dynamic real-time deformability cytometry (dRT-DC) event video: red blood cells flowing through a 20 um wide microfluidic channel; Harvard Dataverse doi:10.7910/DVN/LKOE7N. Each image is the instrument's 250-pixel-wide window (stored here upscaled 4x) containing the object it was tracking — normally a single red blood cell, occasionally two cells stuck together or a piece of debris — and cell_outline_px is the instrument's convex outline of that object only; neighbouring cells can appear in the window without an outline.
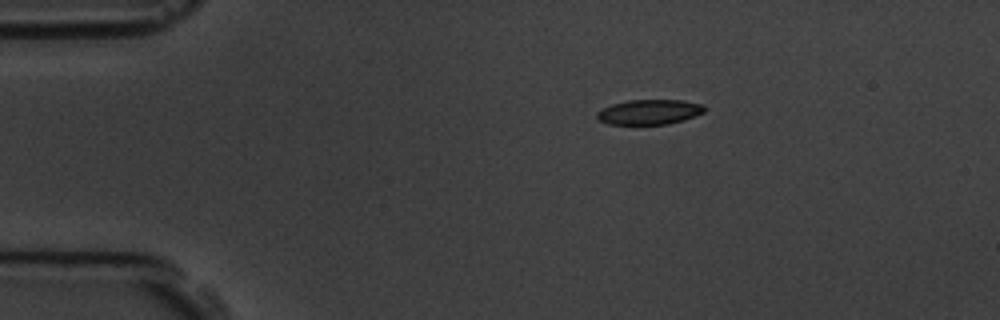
{"species": "common noctule bat (a hibernating species)", "species_latin": "Nyctalus noctula", "temperature_condition": "room temperature", "stored_images_in_passage": 4, "camera_frame_rate_fps": 3000, "um_per_image_px": 0.085, "animal": {"sex": "male", "body_mass_g": 19.5, "forearm_length_mm": 54.6}, "frame": {"image": 1, "passage_image": 1, "time_ms": 0.0, "image_size_px": [1000, 320], "cell_outline_px": [[704, 112], [684, 120], [668, 124], [608, 124], [600, 120], [596, 116], [596, 112], [612, 104], [628, 100], [680, 100], [704, 104]], "centroid_in_image_um": [55.2, 9.52], "position_along_channel_um": 29.8, "area_um2": 15.55}}
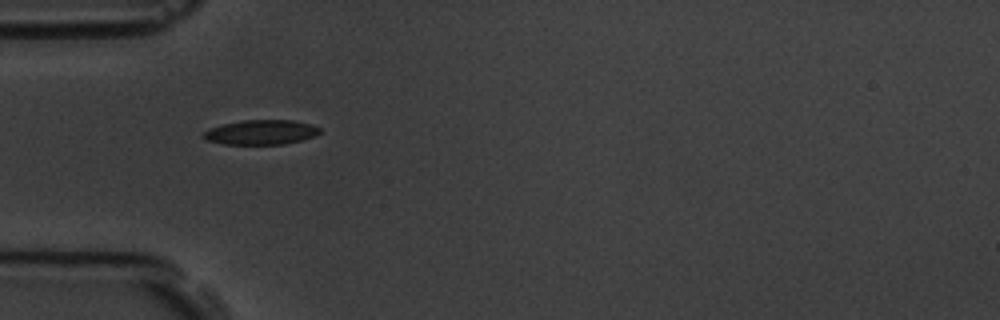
{"frame": {"image": 2, "passage_image": 3, "time_ms": 2.333, "image_size_px": [1000, 320], "cell_outline_px": [[320, 132], [316, 136], [284, 144], [224, 144], [208, 140], [200, 136], [204, 132], [212, 128], [224, 124], [244, 120], [292, 120], [312, 124], [320, 128]], "centroid_in_image_um": [22.22, 11.24], "position_along_channel_um": 62.8, "area_um2": 16.59}}
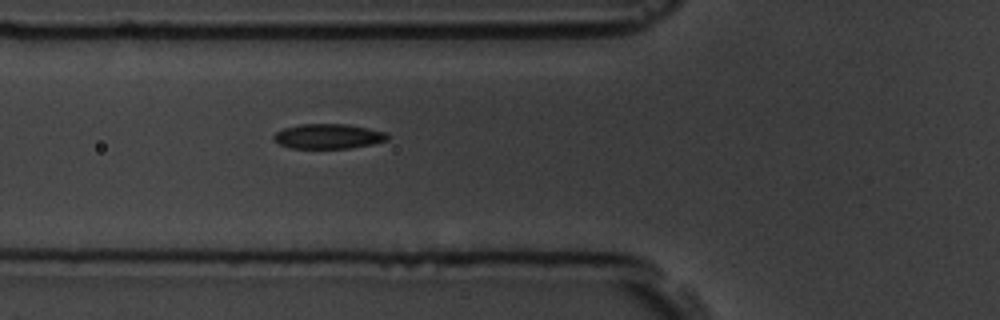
{"frame": {"image": 3, "passage_image": 4, "time_ms": 3.333, "image_size_px": [1000, 320], "cell_outline_px": [[388, 140], [372, 144], [348, 148], [292, 148], [280, 144], [272, 140], [272, 136], [276, 132], [284, 128], [300, 124], [348, 124], [368, 128], [384, 132], [388, 136]], "centroid_in_image_um": [27.87, 11.58], "position_along_channel_um": 97.9, "area_um2": 16.42}}